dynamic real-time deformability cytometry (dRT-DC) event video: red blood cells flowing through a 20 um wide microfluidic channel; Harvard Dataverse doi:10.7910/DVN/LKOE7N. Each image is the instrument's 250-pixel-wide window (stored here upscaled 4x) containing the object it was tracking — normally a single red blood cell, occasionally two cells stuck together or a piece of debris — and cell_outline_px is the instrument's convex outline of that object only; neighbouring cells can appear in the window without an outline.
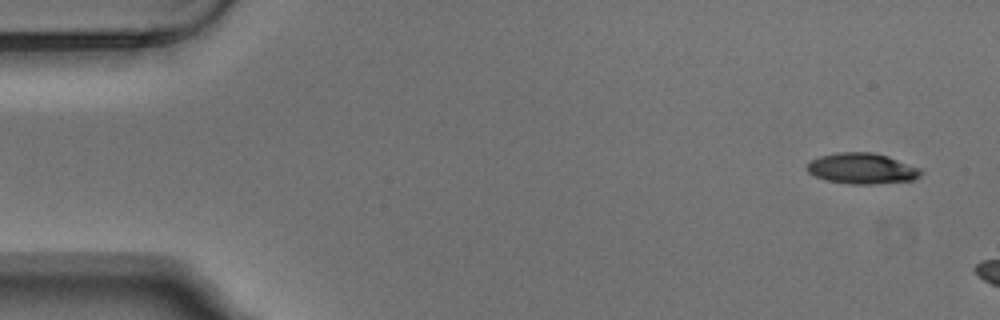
{"species": "Egyptian fruit bat (a non-hibernating species)", "species_latin": "Rousettus aegyptiacus", "temperature_condition": "warm", "stored_images_in_passage": 3, "camera_frame_rate_fps": 3000, "um_per_image_px": 0.085, "animal": {"sex": "male"}, "frame": {"image": 1, "passage_image": 1, "time_ms": 0.0, "image_size_px": [1000, 320], "cell_outline_px": [[924, 172], [920, 176], [912, 180], [872, 184], [852, 184], [828, 180], [816, 176], [808, 172], [808, 164], [812, 160], [820, 156], [836, 152], [872, 152], [888, 156], [920, 168]], "centroid_in_image_um": [73.3, 14.31], "position_along_channel_um": 11.7, "area_um2": 20.23}}